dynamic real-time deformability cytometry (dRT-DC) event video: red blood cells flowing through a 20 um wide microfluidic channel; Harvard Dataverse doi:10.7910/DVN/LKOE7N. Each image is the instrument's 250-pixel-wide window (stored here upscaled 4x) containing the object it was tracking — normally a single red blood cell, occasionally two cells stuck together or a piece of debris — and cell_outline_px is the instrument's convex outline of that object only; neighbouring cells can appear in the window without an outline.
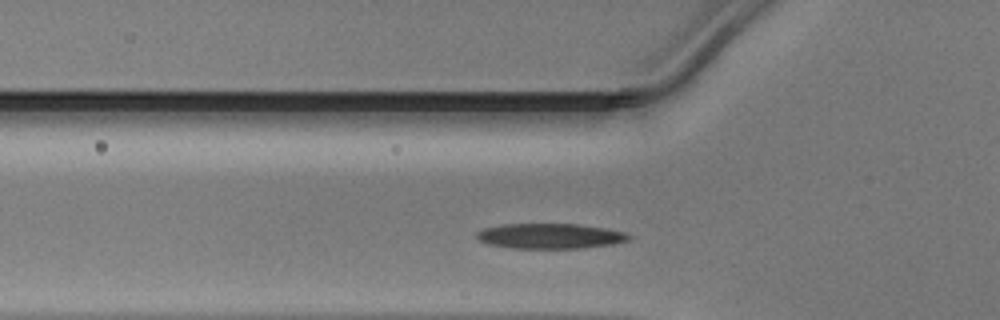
{"species": "Egyptian fruit bat (a non-hibernating species)", "species_latin": "Rousettus aegyptiacus", "temperature_condition": "warm", "stored_images_in_passage": 17, "camera_frame_rate_fps": 3000, "um_per_image_px": 0.085, "animal": {"sex": "male"}, "frame": {"image": 1, "passage_image": 6, "time_ms": 1.667, "image_size_px": [1000, 320], "cell_outline_px": [[632, 236], [628, 240], [612, 244], [584, 248], [512, 248], [488, 244], [480, 240], [476, 236], [476, 232], [484, 228], [500, 224], [580, 224], [604, 228], [624, 232]], "centroid_in_image_um": [46.74, 20.06], "position_along_channel_um": 79.1, "area_um2": 22.31}}
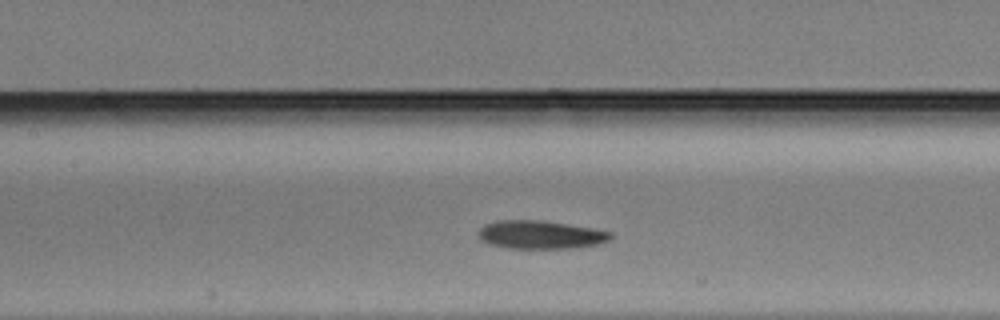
{"frame": {"image": 2, "passage_image": 12, "time_ms": 3.667, "image_size_px": [1000, 320], "cell_outline_px": [[612, 236], [608, 240], [596, 244], [576, 248], [508, 248], [488, 244], [480, 240], [476, 232], [484, 224], [496, 220], [540, 220], [592, 228], [612, 232]], "centroid_in_image_um": [45.87, 19.95], "position_along_channel_um": 161.5, "area_um2": 21.85}}
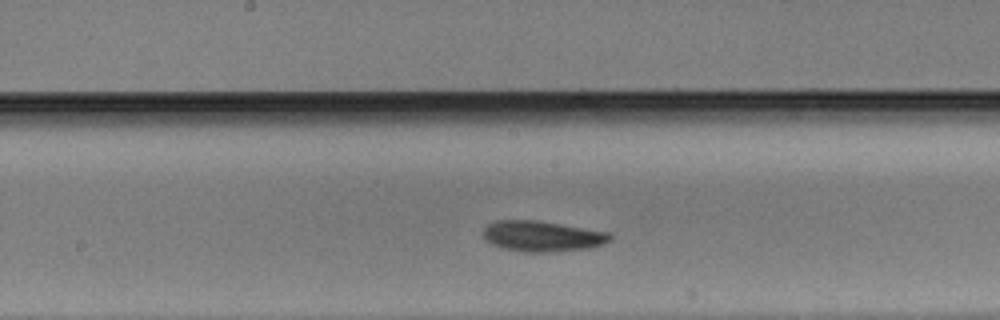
{"frame": {"image": 3, "passage_image": 15, "time_ms": 4.667, "image_size_px": [1000, 320], "cell_outline_px": [[612, 240], [604, 244], [588, 248], [552, 252], [524, 252], [504, 248], [492, 244], [484, 236], [484, 228], [488, 224], [496, 220], [532, 220], [560, 224], [608, 232], [612, 236]], "centroid_in_image_um": [46.11, 20.08], "position_along_channel_um": 202.1, "area_um2": 22.43}}